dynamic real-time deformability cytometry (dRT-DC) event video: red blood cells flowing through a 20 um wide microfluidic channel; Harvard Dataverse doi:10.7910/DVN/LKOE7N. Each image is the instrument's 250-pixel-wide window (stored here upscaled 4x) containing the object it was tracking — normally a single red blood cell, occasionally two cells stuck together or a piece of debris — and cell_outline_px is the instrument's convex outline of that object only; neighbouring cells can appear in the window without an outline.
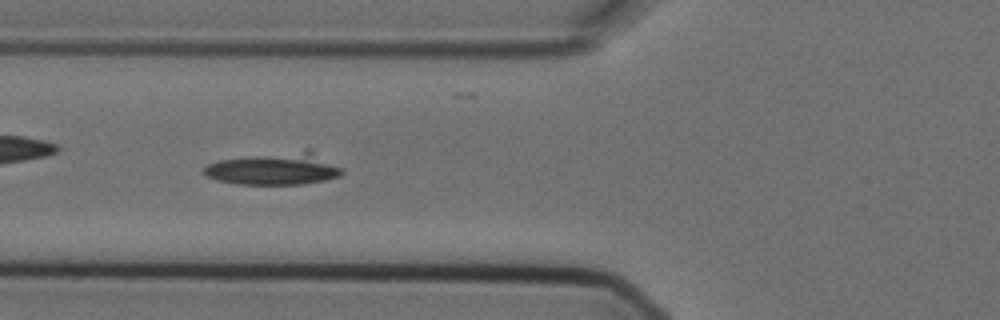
{"species": "Egyptian fruit bat (a non-hibernating species)", "species_latin": "Rousettus aegyptiacus", "temperature_condition": "cold", "stored_images_in_passage": 5, "camera_frame_rate_fps": 3000, "um_per_image_px": 0.085, "animal": {"sex": "female"}, "frame": {"image": 1, "passage_image": 4, "time_ms": 1.0, "image_size_px": [1000, 320], "cell_outline_px": [[344, 172], [340, 176], [324, 180], [300, 184], [236, 184], [216, 180], [208, 176], [204, 172], [204, 168], [208, 164], [220, 160], [308, 148], [312, 148], [340, 168]], "centroid_in_image_um": [23.37, 14.32], "position_along_channel_um": 102.4, "area_um2": 25.95}}
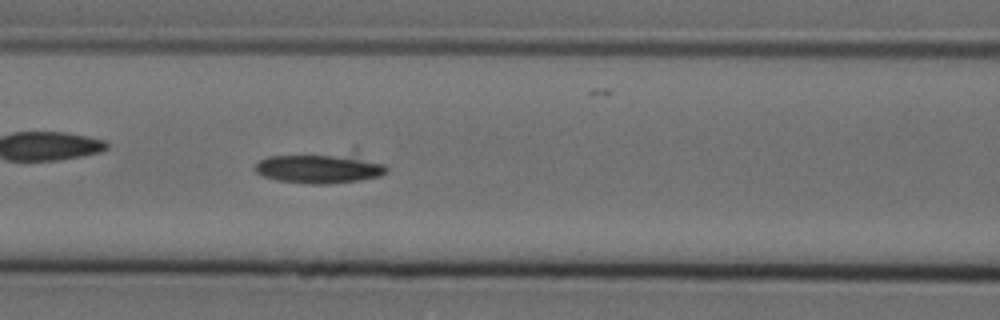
{"frame": {"image": 2, "passage_image": 5, "time_ms": 1.333, "image_size_px": [1000, 320], "cell_outline_px": [[388, 172], [380, 176], [360, 180], [328, 184], [308, 184], [276, 180], [264, 176], [256, 172], [252, 168], [260, 160], [268, 156], [356, 148], [384, 164], [388, 168]], "centroid_in_image_um": [27.32, 14.19], "position_along_channel_um": 139.3, "area_um2": 25.32}}